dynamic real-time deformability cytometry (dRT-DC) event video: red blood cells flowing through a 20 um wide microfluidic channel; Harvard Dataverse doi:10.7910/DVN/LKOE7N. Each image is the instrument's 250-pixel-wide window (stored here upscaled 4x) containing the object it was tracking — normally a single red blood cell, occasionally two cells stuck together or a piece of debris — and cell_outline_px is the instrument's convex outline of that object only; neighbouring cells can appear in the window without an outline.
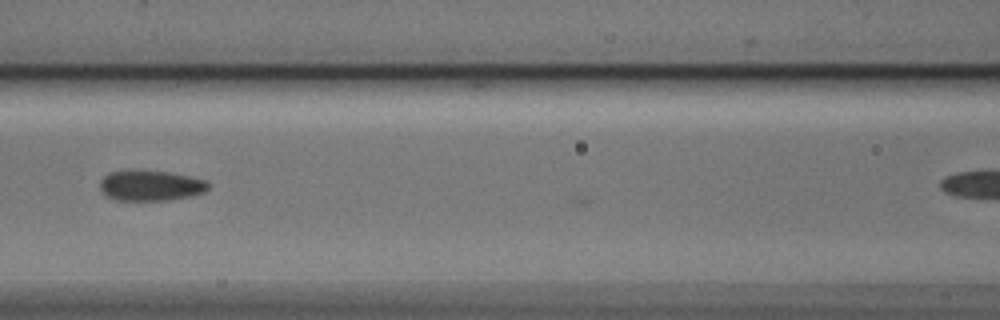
{"species": "Egyptian fruit bat (a non-hibernating species)", "species_latin": "Rousettus aegyptiacus", "temperature_condition": "cold", "stored_images_in_passage": 6, "camera_frame_rate_fps": 3000, "um_per_image_px": 0.085, "animal": {"sex": "male"}, "frame": {"image": 1, "passage_image": 4, "time_ms": 1.0, "image_size_px": [1000, 320], "cell_outline_px": [[208, 188], [204, 192], [192, 196], [168, 200], [116, 200], [108, 196], [100, 188], [100, 180], [104, 176], [112, 172], [168, 172], [188, 176], [204, 180], [208, 184]], "centroid_in_image_um": [12.82, 15.8], "position_along_channel_um": 153.8, "area_um2": 18.55}}